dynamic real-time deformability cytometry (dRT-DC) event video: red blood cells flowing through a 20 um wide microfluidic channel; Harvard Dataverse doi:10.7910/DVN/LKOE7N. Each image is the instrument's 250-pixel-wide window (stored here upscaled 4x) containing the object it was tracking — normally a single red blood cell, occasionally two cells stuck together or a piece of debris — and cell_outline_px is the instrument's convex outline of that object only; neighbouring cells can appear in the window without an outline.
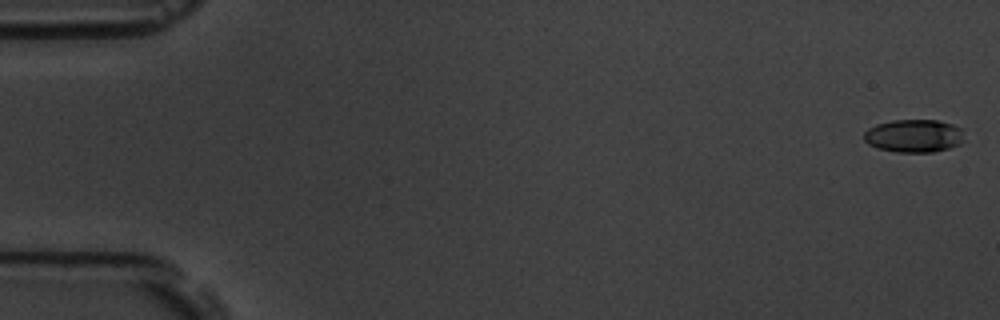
{"species": "common noctule bat (a hibernating species)", "species_latin": "Nyctalus noctula", "temperature_condition": "room temperature", "stored_images_in_passage": 4, "camera_frame_rate_fps": 3000, "um_per_image_px": 0.085, "animal": {"sex": "male", "body_mass_g": 19.5, "forearm_length_mm": 54.6}, "frame": {"image": 1, "passage_image": 1, "time_ms": 0.0, "image_size_px": [1000, 320], "cell_outline_px": [[964, 140], [960, 144], [948, 148], [932, 152], [896, 152], [876, 148], [868, 144], [864, 140], [864, 132], [868, 128], [876, 124], [892, 120], [936, 120], [952, 124], [964, 128]], "centroid_in_image_um": [77.7, 11.54], "position_along_channel_um": 7.3, "area_um2": 19.54}}
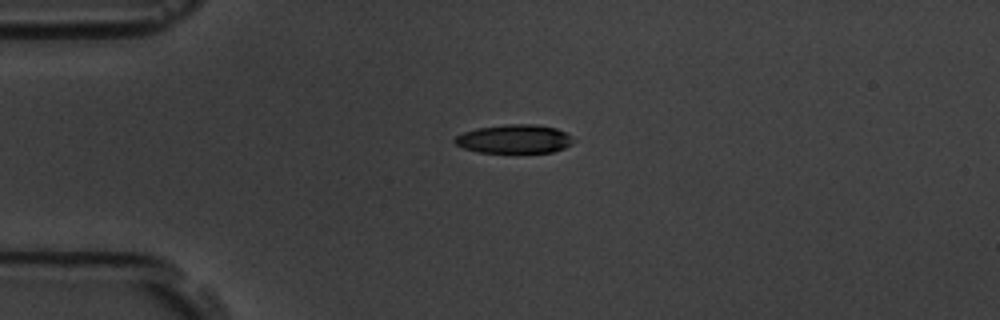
{"frame": {"image": 2, "passage_image": 4, "time_ms": 4.333, "image_size_px": [1000, 320], "cell_outline_px": [[576, 140], [572, 144], [564, 148], [552, 152], [476, 152], [464, 148], [456, 144], [452, 140], [456, 136], [464, 132], [476, 128], [504, 124], [536, 124], [556, 128], [572, 136]], "centroid_in_image_um": [43.73, 11.8], "position_along_channel_um": 41.3, "area_um2": 19.94}}